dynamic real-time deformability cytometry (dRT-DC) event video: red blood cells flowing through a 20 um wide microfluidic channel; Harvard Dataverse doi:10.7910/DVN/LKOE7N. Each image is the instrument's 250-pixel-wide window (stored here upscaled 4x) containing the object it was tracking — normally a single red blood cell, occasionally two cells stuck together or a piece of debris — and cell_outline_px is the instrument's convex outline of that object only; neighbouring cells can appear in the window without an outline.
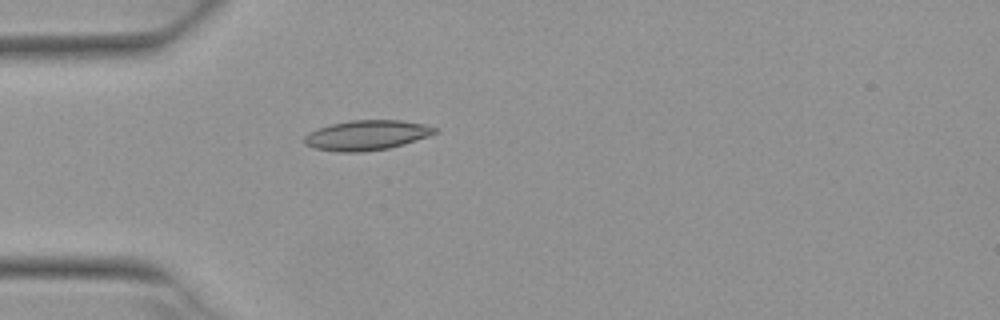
{"species": "Egyptian fruit bat (a non-hibernating species)", "species_latin": "Rousettus aegyptiacus", "temperature_condition": "warm", "stored_images_in_passage": 4, "camera_frame_rate_fps": 3000, "um_per_image_px": 0.085, "animal": {"sex": "female"}, "frame": {"image": 1, "passage_image": 4, "time_ms": 1.0, "image_size_px": [1000, 320], "cell_outline_px": [[440, 132], [428, 136], [388, 148], [360, 152], [340, 152], [316, 148], [304, 144], [304, 136], [308, 132], [316, 128], [348, 120], [400, 120], [424, 124], [440, 128]], "centroid_in_image_um": [31.17, 11.48], "position_along_channel_um": 53.8, "area_um2": 22.77}}